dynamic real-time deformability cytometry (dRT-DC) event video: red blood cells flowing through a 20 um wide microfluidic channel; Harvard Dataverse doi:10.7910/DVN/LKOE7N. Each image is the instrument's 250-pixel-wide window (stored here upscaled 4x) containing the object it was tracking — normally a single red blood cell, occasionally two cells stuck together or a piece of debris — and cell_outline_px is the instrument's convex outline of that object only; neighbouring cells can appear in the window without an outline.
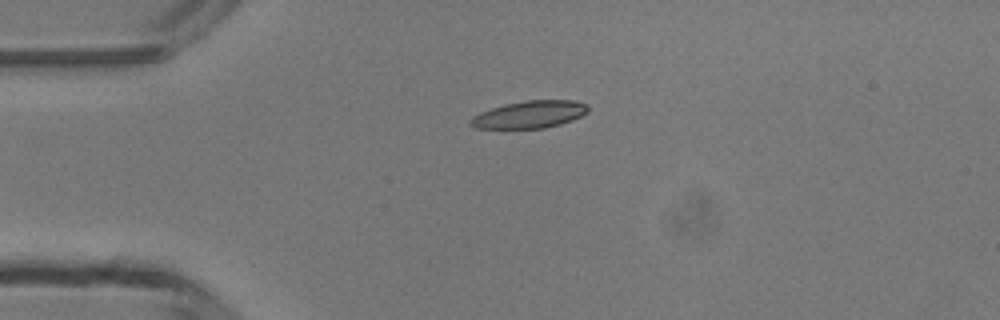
{"species": "common noctule bat (a hibernating species)", "species_latin": "Nyctalus noctula", "temperature_condition": "room temperature", "stored_images_in_passage": 3, "camera_frame_rate_fps": 3000, "um_per_image_px": 0.085, "animal": {"sex": "male", "body_mass_g": 13.3}, "frame": {"image": 1, "passage_image": 1, "time_ms": 0.0, "image_size_px": [1000, 320], "cell_outline_px": [[588, 112], [572, 120], [560, 124], [544, 128], [476, 128], [468, 124], [468, 120], [472, 116], [480, 112], [504, 104], [528, 100], [572, 100], [588, 104]], "centroid_in_image_um": [44.99, 9.73], "position_along_channel_um": 40.0, "area_um2": 18.73}}